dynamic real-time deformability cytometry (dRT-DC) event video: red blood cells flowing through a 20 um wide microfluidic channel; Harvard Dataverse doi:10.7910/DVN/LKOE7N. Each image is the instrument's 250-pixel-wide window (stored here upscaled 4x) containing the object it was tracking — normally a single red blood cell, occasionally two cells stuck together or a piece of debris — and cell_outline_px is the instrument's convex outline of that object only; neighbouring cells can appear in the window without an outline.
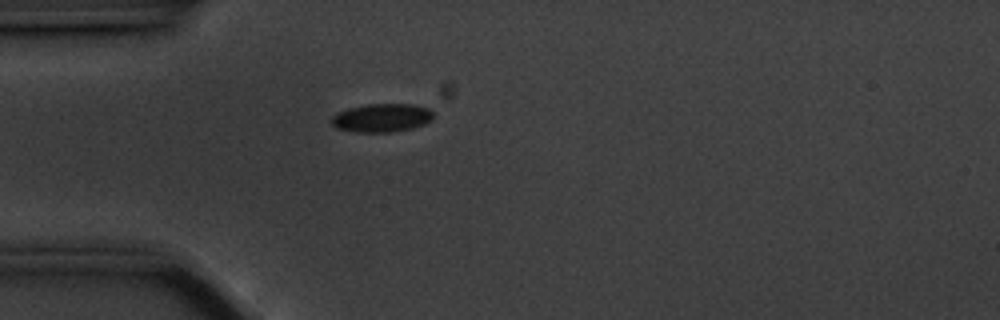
{"species": "common noctule bat (a hibernating species)", "species_latin": "Nyctalus noctula", "temperature_condition": "cold", "stored_images_in_passage": 42, "camera_frame_rate_fps": 3000, "um_per_image_px": 0.085, "animal": {"sex": "male", "body_mass_g": 20.1, "forearm_length_mm": 53.5}, "frame": {"image": 1, "passage_image": 1, "time_ms": 0.0, "image_size_px": [1000, 320], "cell_outline_px": [[432, 120], [424, 124], [412, 128], [392, 132], [356, 132], [336, 128], [328, 120], [336, 112], [348, 108], [368, 104], [412, 104], [428, 108], [432, 112]], "centroid_in_image_um": [32.4, 10.01], "position_along_channel_um": 52.6, "area_um2": 16.99}}
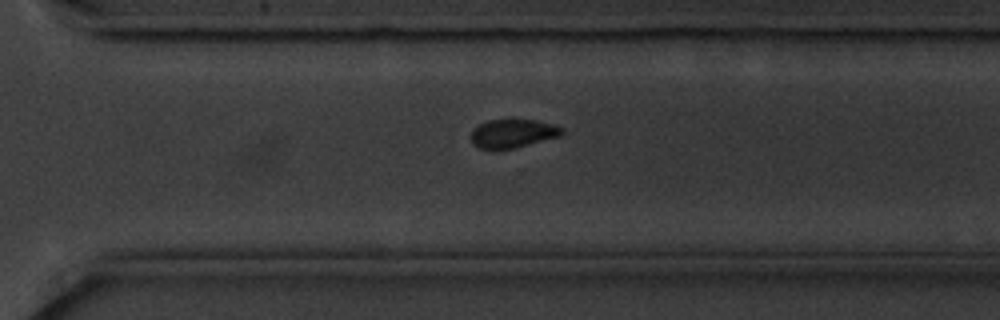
{"frame": {"image": 2, "passage_image": 25, "time_ms": 8.0, "image_size_px": [1000, 320], "cell_outline_px": [[564, 132], [560, 136], [512, 148], [480, 148], [472, 140], [472, 132], [480, 124], [488, 120], [536, 120], [556, 124], [564, 128]], "centroid_in_image_um": [43.67, 11.32], "position_along_channel_um": 326.9, "area_um2": 14.68}}
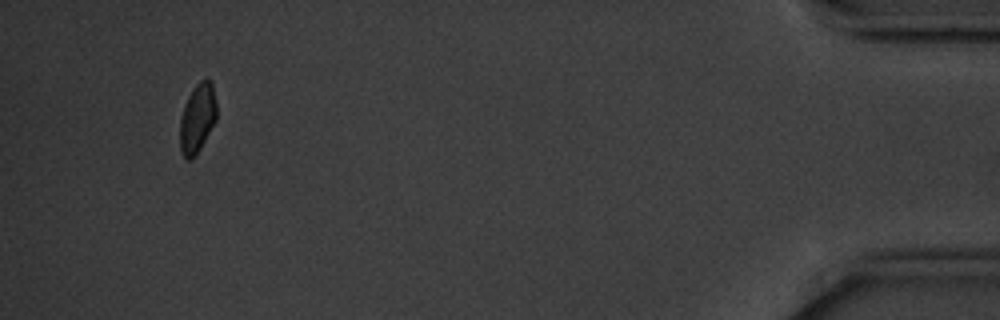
{"frame": {"image": 3, "passage_image": 39, "time_ms": 12.667, "image_size_px": [1000, 320], "cell_outline_px": [[216, 120], [196, 156], [192, 160], [184, 160], [180, 152], [180, 120], [184, 104], [188, 96], [196, 84], [200, 80], [212, 80], [216, 100]], "centroid_in_image_um": [16.77, 10.09], "position_along_channel_um": 418.4, "area_um2": 15.03}, "authors_computed_cell_mechanics": {"area_um2": 15.9528, "velocity_mm_per_s": 3.5198, "shape_relaxation_time_tau1_ms": 1.8683, "shape_relaxation_time_tau2_ms": null, "deformation_change_tau1": 0.069, "deformation_change_tau2": null}}